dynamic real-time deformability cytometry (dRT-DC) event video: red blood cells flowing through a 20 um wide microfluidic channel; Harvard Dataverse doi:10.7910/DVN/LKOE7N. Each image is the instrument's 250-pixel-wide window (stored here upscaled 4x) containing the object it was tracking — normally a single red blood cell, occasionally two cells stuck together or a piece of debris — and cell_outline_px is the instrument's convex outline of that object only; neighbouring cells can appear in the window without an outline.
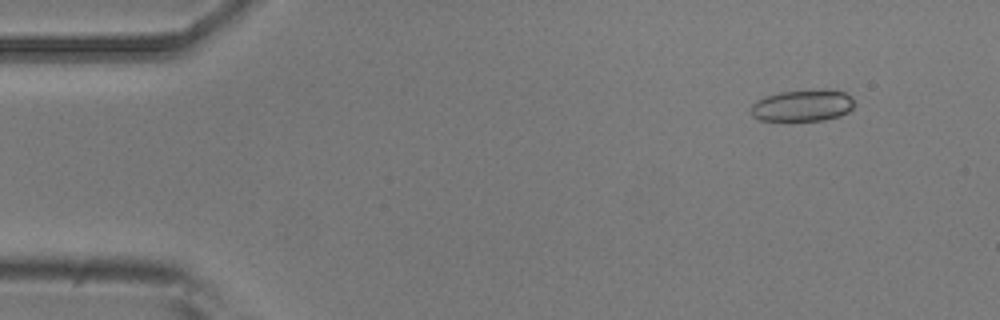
{"species": "common noctule bat (a hibernating species)", "species_latin": "Nyctalus noctula", "temperature_condition": "room temperature", "stored_images_in_passage": 51, "camera_frame_rate_fps": 3000, "um_per_image_px": 0.085, "animal": {"sex": "male", "body_mass_g": 20.5, "forearm_length_mm": 52.5}, "frame": {"image": 1, "passage_image": 5, "time_ms": 1.333, "image_size_px": [1000, 320], "cell_outline_px": [[852, 108], [848, 112], [840, 116], [824, 120], [760, 120], [752, 116], [752, 104], [756, 100], [764, 96], [780, 92], [820, 88], [828, 88], [844, 92], [852, 96]], "centroid_in_image_um": [68.24, 8.94], "position_along_channel_um": 16.8, "area_um2": 19.31}}
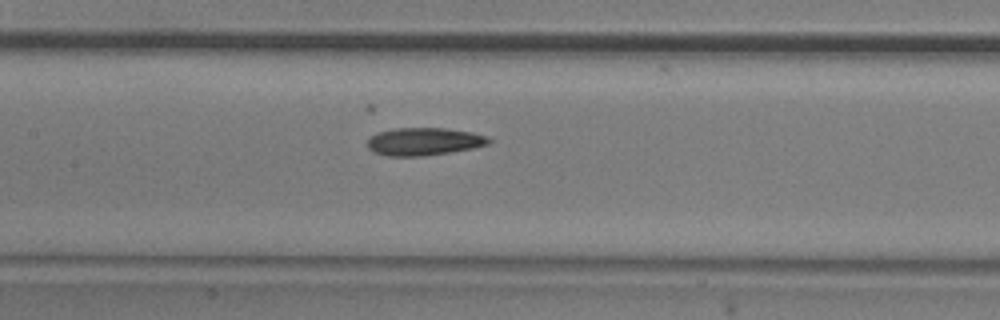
{"frame": {"image": 2, "passage_image": 24, "time_ms": 7.667, "image_size_px": [1000, 320], "cell_outline_px": [[492, 140], [488, 144], [472, 148], [424, 156], [388, 156], [372, 152], [368, 148], [368, 136], [376, 132], [392, 128], [444, 128], [472, 132], [488, 136]], "centroid_in_image_um": [35.99, 12.02], "position_along_channel_um": 171.4, "area_um2": 19.77}}
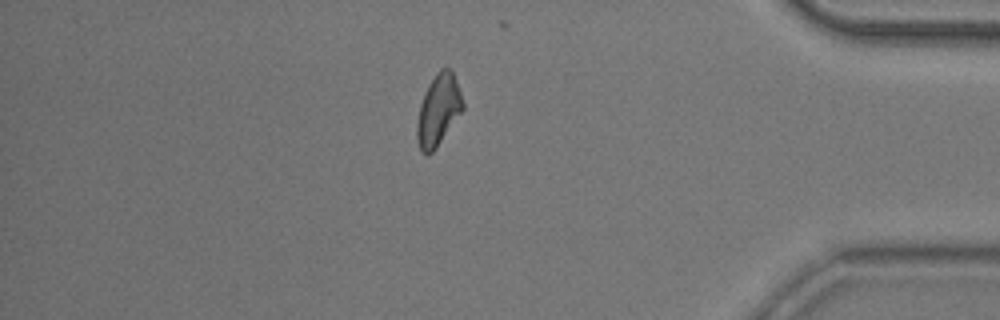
{"frame": {"image": 3, "passage_image": 44, "time_ms": 14.333, "image_size_px": [1000, 320], "cell_outline_px": [[464, 108], [436, 148], [428, 156], [420, 152], [416, 140], [416, 124], [420, 104], [424, 92], [428, 84], [436, 72], [440, 68], [452, 68], [464, 104]], "centroid_in_image_um": [37.23, 9.36], "position_along_channel_um": 398.0, "area_um2": 19.25}, "authors_computed_cell_mechanics": {"area_um2": 19.7098, "velocity_mm_per_s": 3.9185, "shape_relaxation_time_tau1_ms": 3.8149, "shape_relaxation_time_tau2_ms": 9.8707, "deformation_change_tau1": 0.1064, "deformation_change_tau2": 0.2645}}